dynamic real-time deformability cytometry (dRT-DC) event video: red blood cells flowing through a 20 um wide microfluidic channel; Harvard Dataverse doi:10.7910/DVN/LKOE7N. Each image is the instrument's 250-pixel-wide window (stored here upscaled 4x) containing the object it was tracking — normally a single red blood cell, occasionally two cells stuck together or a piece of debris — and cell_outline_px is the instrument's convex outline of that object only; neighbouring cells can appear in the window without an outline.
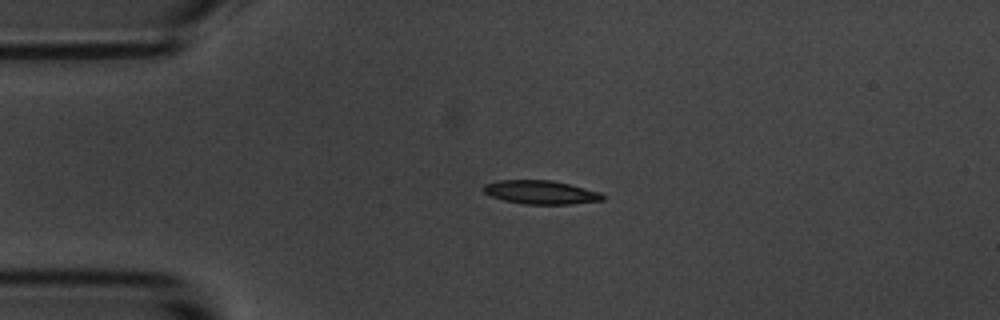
{"species": "common noctule bat (a hibernating species)", "species_latin": "Nyctalus noctula", "temperature_condition": "room temperature", "stored_images_in_passage": 3, "camera_frame_rate_fps": 3000, "um_per_image_px": 0.085, "animal": {"sex": "male", "body_mass_g": 20.1, "forearm_length_mm": 53.5}, "frame": {"image": 1, "passage_image": 2, "time_ms": 1.333, "image_size_px": [1000, 320], "cell_outline_px": [[604, 200], [572, 204], [524, 204], [504, 200], [492, 196], [484, 192], [480, 188], [484, 184], [500, 180], [552, 180], [600, 192], [604, 196]], "centroid_in_image_um": [45.94, 16.34], "position_along_channel_um": 39.1, "area_um2": 16.36}}